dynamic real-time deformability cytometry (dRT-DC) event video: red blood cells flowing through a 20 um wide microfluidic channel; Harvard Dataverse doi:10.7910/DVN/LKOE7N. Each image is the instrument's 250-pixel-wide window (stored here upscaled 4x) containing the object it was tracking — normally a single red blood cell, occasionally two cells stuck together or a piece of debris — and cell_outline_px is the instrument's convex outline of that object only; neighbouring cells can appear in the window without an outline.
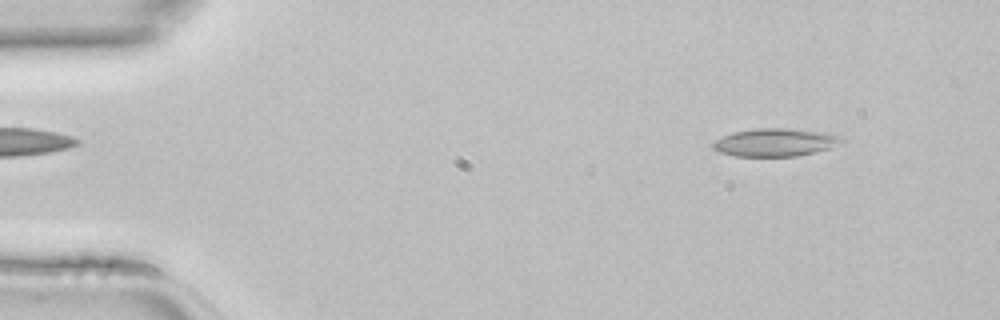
{"species": "common noctule bat (a hibernating species)", "species_latin": "Nyctalus noctula", "temperature_condition": "room temperature", "stored_images_in_passage": 44, "camera_frame_rate_fps": 3000, "um_per_image_px": 0.085, "animal": {"sex": "female", "body_mass_g": 22.7, "forearm_length_mm": 54.2}, "frame": {"image": 1, "passage_image": 4, "time_ms": 1.0, "image_size_px": [1000, 320], "cell_outline_px": [[844, 140], [828, 148], [816, 152], [796, 156], [736, 156], [720, 152], [712, 148], [712, 144], [716, 140], [732, 132], [756, 128], [788, 128], [824, 132], [840, 136]], "centroid_in_image_um": [65.87, 12.09], "position_along_channel_um": 19.1, "area_um2": 20.75}}
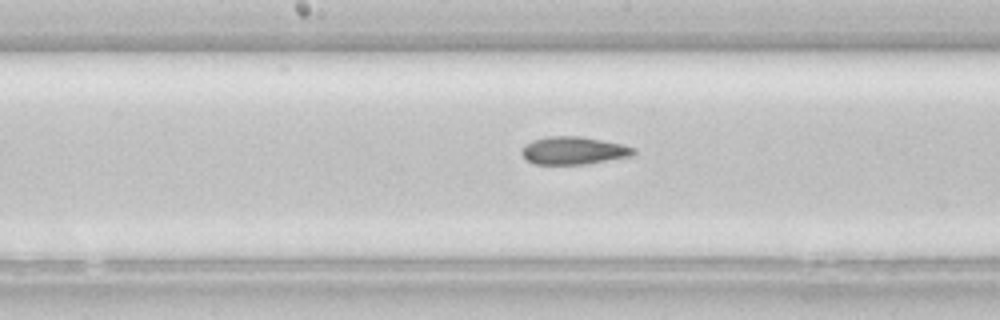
{"frame": {"image": 2, "passage_image": 22, "time_ms": 7.0, "image_size_px": [1000, 320], "cell_outline_px": [[636, 152], [632, 156], [588, 164], [536, 164], [528, 160], [520, 152], [520, 148], [524, 144], [532, 140], [548, 136], [580, 136], [620, 144], [636, 148]], "centroid_in_image_um": [48.74, 12.8], "position_along_channel_um": 199.5, "area_um2": 18.15}}
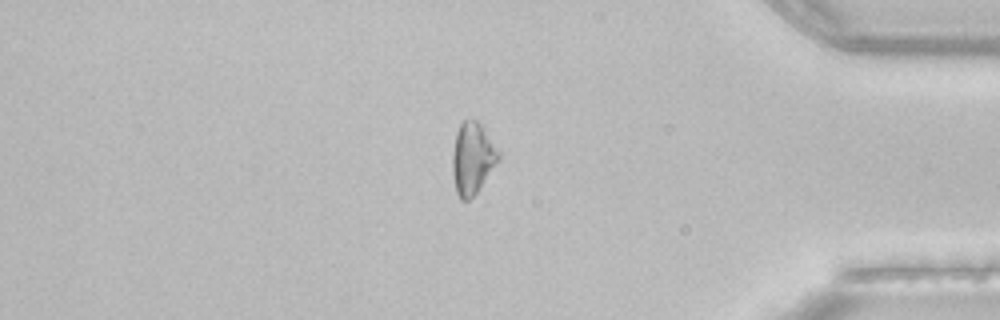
{"frame": {"image": 3, "passage_image": 37, "time_ms": 12.0, "image_size_px": [1000, 320], "cell_outline_px": [[500, 160], [476, 192], [468, 200], [460, 200], [456, 192], [452, 172], [452, 152], [456, 132], [460, 124], [464, 120], [476, 120], [480, 124], [500, 152]], "centroid_in_image_um": [40.15, 13.46], "position_along_channel_um": 395.1, "area_um2": 19.13}}